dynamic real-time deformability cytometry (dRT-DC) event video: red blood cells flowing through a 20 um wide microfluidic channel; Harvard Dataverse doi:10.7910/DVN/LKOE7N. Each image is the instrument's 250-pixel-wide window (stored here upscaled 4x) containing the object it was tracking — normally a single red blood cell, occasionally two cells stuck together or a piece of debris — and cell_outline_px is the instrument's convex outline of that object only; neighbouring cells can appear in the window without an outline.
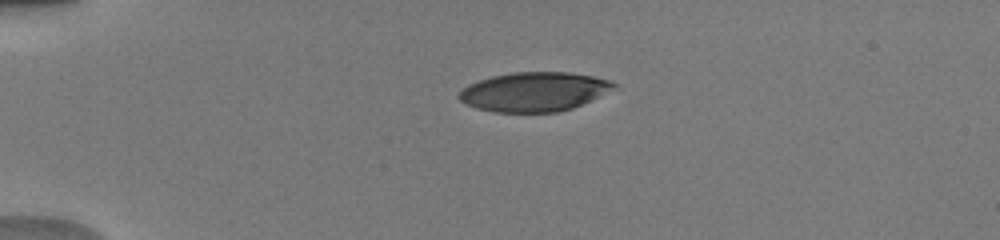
{"species": "human", "species_latin": "Homo sapiens", "temperature_condition": "warm", "stored_images_in_passage": 39, "camera_frame_rate_fps": 3000, "um_per_image_px": 0.085, "donor": {"sex": "male"}, "frame": {"image": 1, "passage_image": 1, "time_ms": 0.0, "image_size_px": [1000, 240], "cell_outline_px": [[620, 88], [572, 108], [560, 112], [492, 112], [476, 108], [460, 100], [456, 96], [468, 84], [492, 76], [512, 72], [568, 72], [592, 76], [612, 80], [620, 84]], "centroid_in_image_um": [45.48, 7.79], "position_along_channel_um": 39.5, "area_um2": 35.78}}
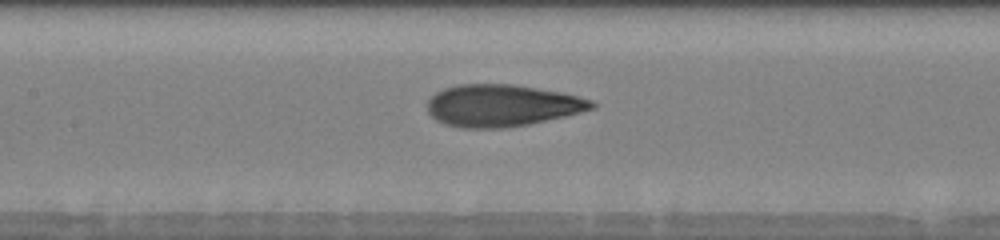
{"frame": {"image": 2, "passage_image": 14, "time_ms": 4.333, "image_size_px": [1000, 240], "cell_outline_px": [[596, 108], [564, 116], [528, 124], [504, 128], [464, 128], [444, 124], [436, 120], [428, 112], [428, 100], [436, 92], [444, 88], [460, 84], [512, 84], [560, 92], [592, 100], [596, 104]], "centroid_in_image_um": [42.64, 8.97], "position_along_channel_um": 164.8, "area_um2": 40.0}}
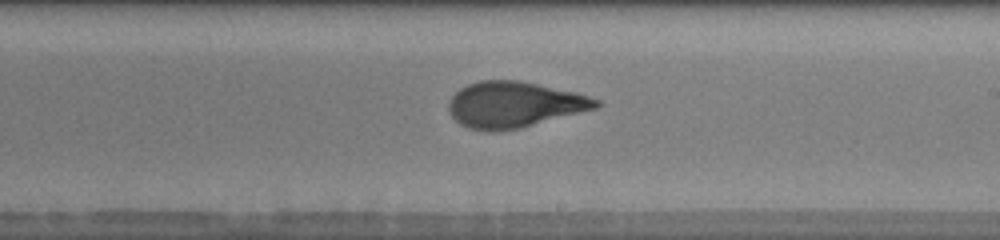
{"frame": {"image": 3, "passage_image": 20, "time_ms": 6.333, "image_size_px": [1000, 240], "cell_outline_px": [[600, 104], [596, 108], [520, 128], [496, 132], [488, 132], [468, 128], [460, 124], [448, 112], [448, 104], [452, 96], [460, 88], [468, 84], [480, 80], [520, 80], [576, 92], [600, 100]], "centroid_in_image_um": [43.67, 8.89], "position_along_channel_um": 245.3, "area_um2": 39.48}, "authors_computed_cell_mechanics": {"area_um2": 38.726, "velocity_mm_per_s": 4.0311, "shape_relaxation_time_tau1_ms": 4.4038, "shape_relaxation_time_tau2_ms": 1.0501, "deformation_change_tau1": 0.2225, "deformation_change_tau2": 0.0869}}